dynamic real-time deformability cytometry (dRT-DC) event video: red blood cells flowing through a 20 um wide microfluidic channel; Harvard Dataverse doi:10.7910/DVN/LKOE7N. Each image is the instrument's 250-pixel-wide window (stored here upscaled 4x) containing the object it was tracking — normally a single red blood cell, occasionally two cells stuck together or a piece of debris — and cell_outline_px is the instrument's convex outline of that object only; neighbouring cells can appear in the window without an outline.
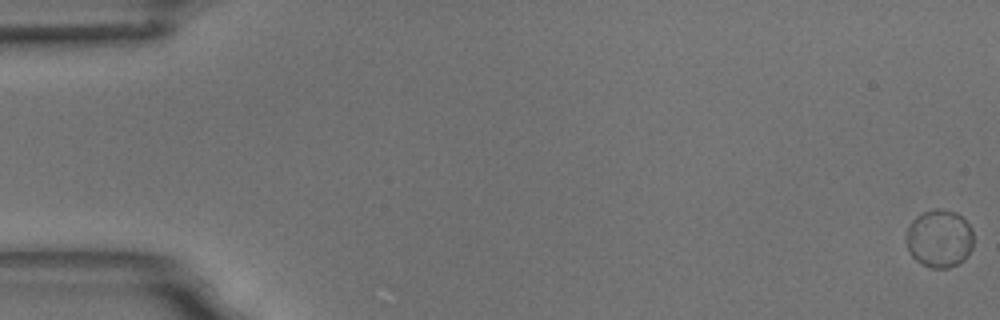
{"species": "common noctule bat (a hibernating species)", "species_latin": "Nyctalus noctula", "temperature_condition": "room temperature", "stored_images_in_passage": 61, "camera_frame_rate_fps": 3000, "um_per_image_px": 0.085, "animal": {"sex": "male", "body_mass_g": 18.8}, "frame": {"image": 1, "passage_image": 1, "time_ms": 0.0, "image_size_px": [1000, 320], "cell_outline_px": [[972, 248], [968, 256], [964, 260], [948, 268], [932, 268], [920, 264], [912, 256], [908, 248], [908, 224], [916, 216], [924, 212], [936, 208], [940, 208], [956, 212], [972, 228]], "centroid_in_image_um": [79.86, 20.28], "position_along_channel_um": 5.1, "area_um2": 22.6}}
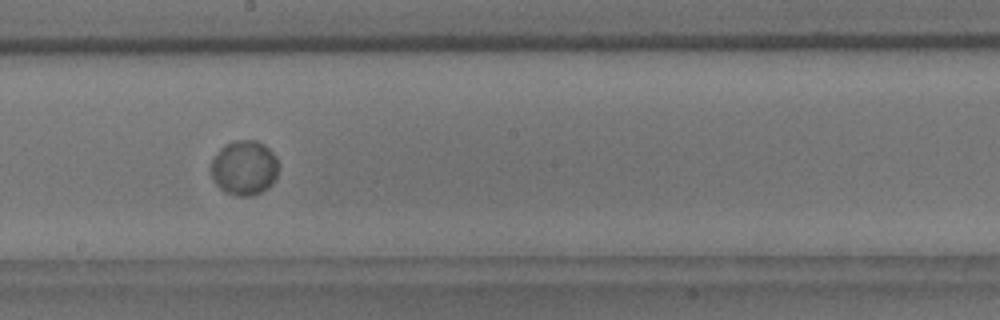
{"frame": {"image": 2, "passage_image": 35, "time_ms": 11.333, "image_size_px": [1000, 320], "cell_outline_px": [[276, 176], [272, 184], [268, 188], [252, 196], [236, 196], [220, 188], [212, 180], [212, 160], [220, 148], [224, 144], [236, 140], [256, 140], [264, 144], [276, 156]], "centroid_in_image_um": [20.75, 14.26], "position_along_channel_um": 227.5, "area_um2": 21.39}}
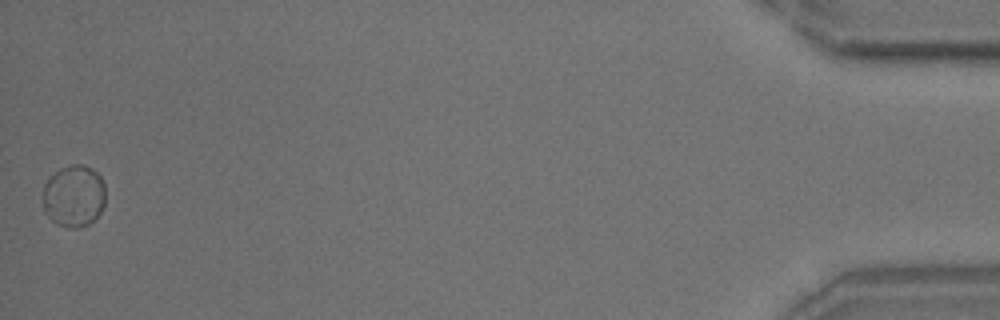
{"frame": {"image": 3, "passage_image": 61, "time_ms": 20.0, "image_size_px": [1000, 320], "cell_outline_px": [[104, 204], [100, 212], [88, 224], [76, 228], [68, 228], [56, 224], [44, 212], [44, 184], [48, 176], [60, 168], [72, 164], [84, 164], [92, 168], [100, 176], [104, 184]], "centroid_in_image_um": [6.26, 16.64], "position_along_channel_um": 428.9, "area_um2": 22.72}}